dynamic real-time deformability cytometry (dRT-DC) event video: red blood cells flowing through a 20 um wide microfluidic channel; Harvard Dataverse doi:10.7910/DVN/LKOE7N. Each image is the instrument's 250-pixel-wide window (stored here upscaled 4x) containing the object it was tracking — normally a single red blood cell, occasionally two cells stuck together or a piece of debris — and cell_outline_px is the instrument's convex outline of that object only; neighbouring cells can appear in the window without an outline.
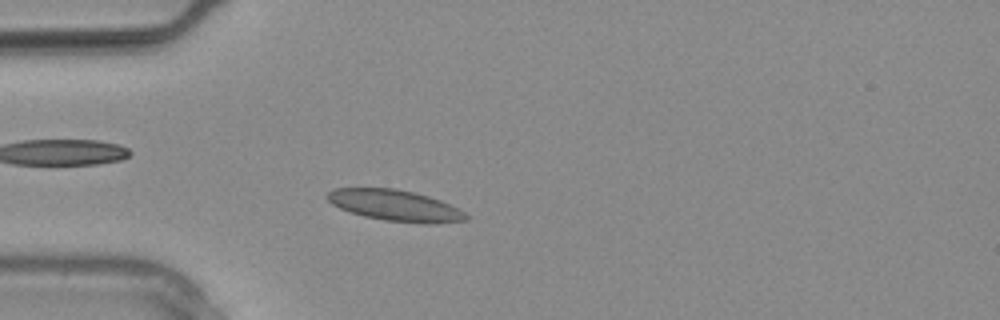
{"species": "common noctule bat (a hibernating species)", "species_latin": "Nyctalus noctula", "temperature_condition": "warm", "stored_images_in_passage": 10, "camera_frame_rate_fps": 3000, "um_per_image_px": 0.085, "animal": {"sex": "male", "body_mass_g": 20.4}, "frame": {"image": 1, "passage_image": 6, "time_ms": 1.667, "image_size_px": [1000, 320], "cell_outline_px": [[468, 220], [432, 224], [428, 224], [384, 220], [364, 216], [340, 208], [332, 204], [328, 200], [328, 192], [336, 188], [396, 188], [428, 196], [440, 200], [464, 212], [468, 216]], "centroid_in_image_um": [33.6, 17.47], "position_along_channel_um": 51.4, "area_um2": 24.85}}
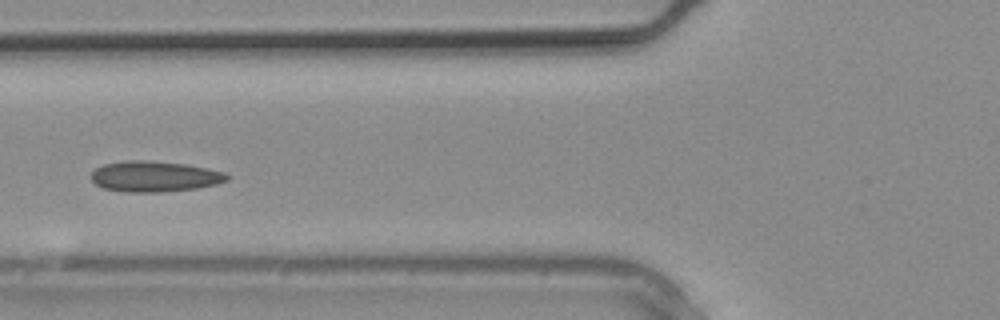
{"frame": {"image": 2, "passage_image": 9, "time_ms": 2.667, "image_size_px": [1000, 320], "cell_outline_px": [[232, 176], [228, 180], [216, 184], [196, 188], [160, 192], [128, 192], [104, 188], [96, 184], [92, 180], [92, 172], [96, 168], [104, 164], [124, 160], [148, 160], [184, 164], [224, 172]], "centroid_in_image_um": [13.14, 14.99], "position_along_channel_um": 112.7, "area_um2": 24.16}}